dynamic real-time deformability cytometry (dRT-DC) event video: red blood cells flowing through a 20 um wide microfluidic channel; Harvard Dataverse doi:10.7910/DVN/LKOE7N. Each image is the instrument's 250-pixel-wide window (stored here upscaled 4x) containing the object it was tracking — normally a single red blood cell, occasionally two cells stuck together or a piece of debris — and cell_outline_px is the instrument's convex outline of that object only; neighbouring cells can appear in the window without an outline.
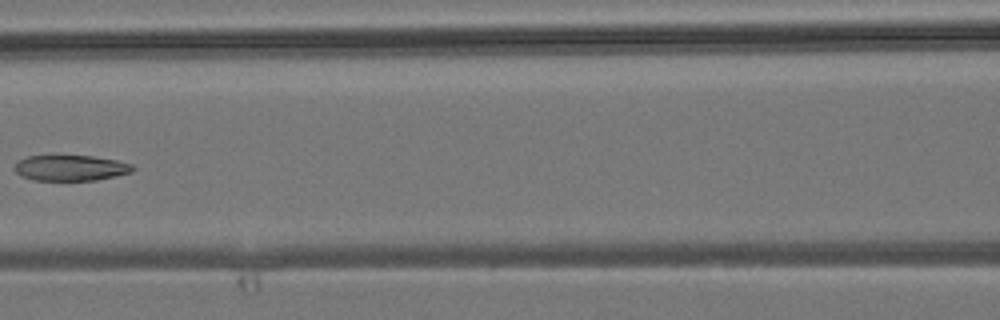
{"species": "common noctule bat (a hibernating species)", "species_latin": "Nyctalus noctula", "temperature_condition": "room temperature", "stored_images_in_passage": 7, "camera_frame_rate_fps": 3000, "um_per_image_px": 0.085, "animal": {"sex": "male", "body_mass_g": 19.2, "forearm_length_mm": 51.8}, "frame": {"image": 1, "passage_image": 7, "time_ms": 7.0, "image_size_px": [1000, 320], "cell_outline_px": [[136, 168], [132, 172], [116, 176], [96, 180], [32, 180], [20, 176], [12, 168], [20, 160], [28, 156], [92, 156], [116, 160], [132, 164]], "centroid_in_image_um": [6.01, 14.28], "position_along_channel_um": 160.6, "area_um2": 17.69}}